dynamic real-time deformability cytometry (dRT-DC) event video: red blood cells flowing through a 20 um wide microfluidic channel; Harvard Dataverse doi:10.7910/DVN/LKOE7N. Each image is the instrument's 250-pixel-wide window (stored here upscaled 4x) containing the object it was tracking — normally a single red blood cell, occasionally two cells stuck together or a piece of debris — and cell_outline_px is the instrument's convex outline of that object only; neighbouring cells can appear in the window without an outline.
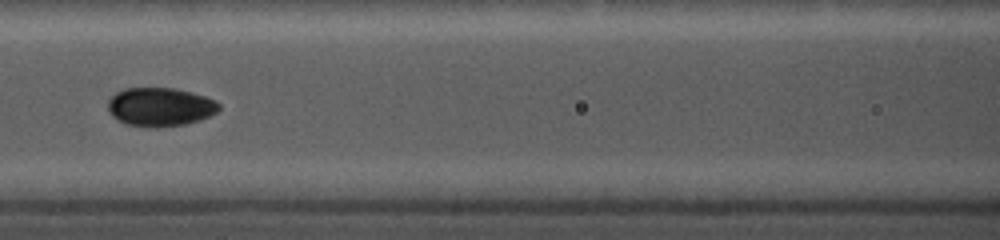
{"species": "common noctule bat (a hibernating species)", "species_latin": "Nyctalus noctula", "temperature_condition": "cold", "stored_images_in_passage": 12, "camera_frame_rate_fps": 5000, "um_per_image_px": 0.085, "animal": {"sex": "female", "body_mass_g": 19.0, "forearm_length_mm": 56.7}, "frame": {"image": 1, "passage_image": 9, "time_ms": 4.0, "image_size_px": [1000, 240], "cell_outline_px": [[220, 108], [216, 112], [200, 120], [184, 124], [156, 128], [128, 124], [112, 116], [108, 112], [108, 100], [116, 92], [124, 88], [176, 88], [192, 92], [216, 100], [220, 104]], "centroid_in_image_um": [13.61, 9.08], "position_along_channel_um": 153.0, "area_um2": 25.03}}
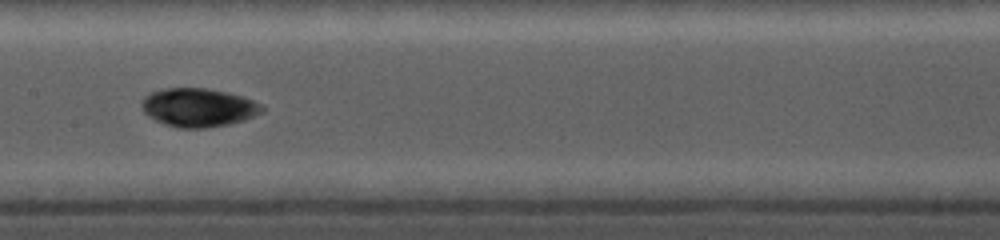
{"frame": {"image": 2, "passage_image": 10, "time_ms": 5.0, "image_size_px": [1000, 240], "cell_outline_px": [[264, 112], [244, 120], [228, 124], [204, 128], [180, 128], [164, 124], [148, 116], [144, 112], [140, 104], [144, 96], [160, 88], [208, 88], [244, 96], [264, 104]], "centroid_in_image_um": [16.88, 9.13], "position_along_channel_um": 190.5, "area_um2": 27.34}}
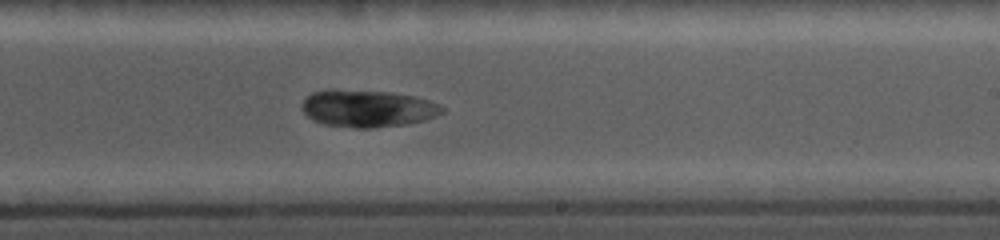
{"frame": {"image": 3, "passage_image": 12, "time_ms": 6.8, "image_size_px": [1000, 240], "cell_outline_px": [[444, 112], [428, 120], [408, 124], [372, 128], [352, 128], [324, 124], [312, 120], [304, 112], [300, 104], [312, 92], [392, 92], [416, 96], [440, 104], [444, 108]], "centroid_in_image_um": [31.34, 9.27], "position_along_channel_um": 257.7, "area_um2": 29.82}}